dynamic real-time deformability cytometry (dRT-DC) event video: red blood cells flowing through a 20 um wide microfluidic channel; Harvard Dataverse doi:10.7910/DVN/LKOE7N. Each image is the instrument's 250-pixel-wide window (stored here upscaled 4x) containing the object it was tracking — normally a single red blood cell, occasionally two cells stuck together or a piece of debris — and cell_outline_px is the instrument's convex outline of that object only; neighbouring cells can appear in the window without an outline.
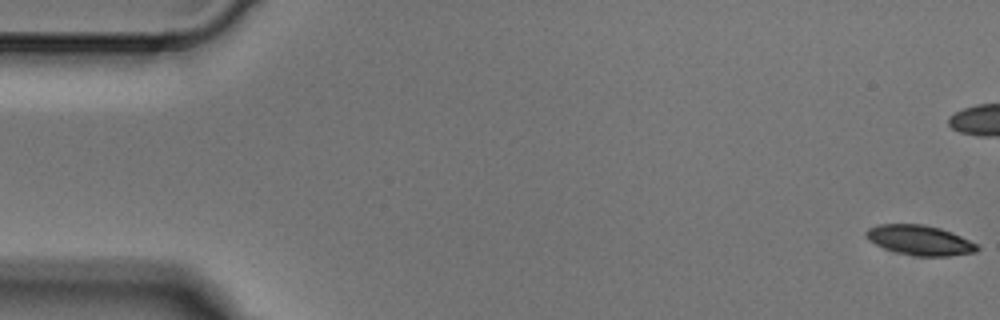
{"species": "Egyptian fruit bat (a non-hibernating species)", "species_latin": "Rousettus aegyptiacus", "temperature_condition": "cold", "stored_images_in_passage": 5, "camera_frame_rate_fps": 3000, "um_per_image_px": 0.085, "animal": {"sex": "male"}, "frame": {"image": 1, "passage_image": 1, "time_ms": 0.0, "image_size_px": [1000, 320], "cell_outline_px": [[980, 248], [976, 252], [948, 256], [916, 256], [896, 252], [884, 248], [868, 240], [864, 232], [868, 228], [876, 224], [924, 224], [940, 228], [952, 232], [976, 244]], "centroid_in_image_um": [78.15, 20.41], "position_along_channel_um": 6.8, "area_um2": 19.36}}
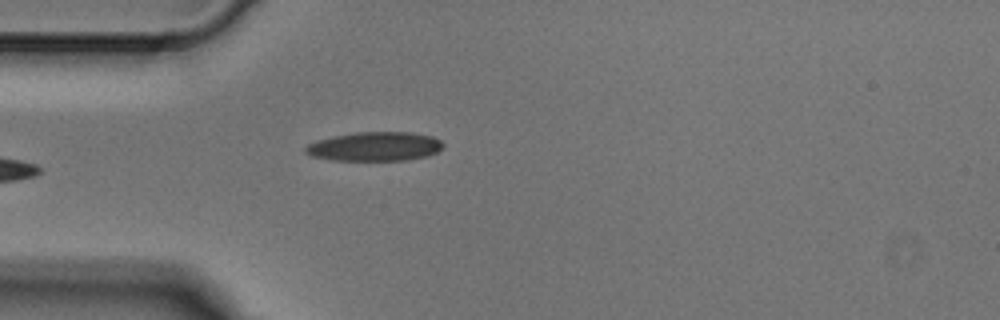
{"frame": {"image": 2, "passage_image": 5, "time_ms": 1.333, "image_size_px": [1000, 320], "cell_outline_px": [[444, 148], [428, 156], [404, 160], [332, 160], [312, 156], [304, 152], [304, 148], [308, 144], [316, 140], [356, 132], [412, 132], [432, 136], [440, 140], [444, 144]], "centroid_in_image_um": [31.88, 12.45], "position_along_channel_um": 53.1, "area_um2": 23.35}}